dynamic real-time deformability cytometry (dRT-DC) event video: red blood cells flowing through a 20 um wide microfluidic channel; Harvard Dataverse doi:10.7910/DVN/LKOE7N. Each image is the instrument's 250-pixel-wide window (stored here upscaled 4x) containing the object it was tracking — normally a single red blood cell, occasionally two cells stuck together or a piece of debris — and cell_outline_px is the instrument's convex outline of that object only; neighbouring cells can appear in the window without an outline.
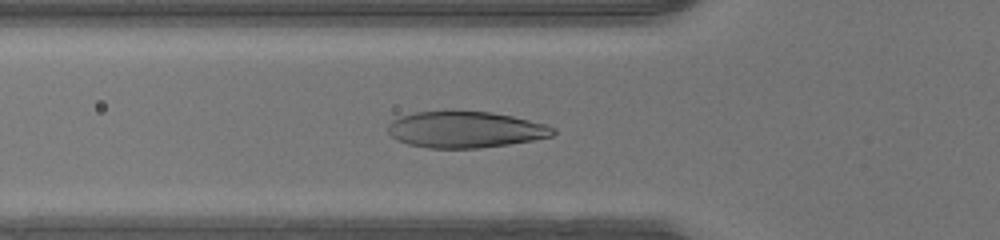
{"species": "human", "species_latin": "Homo sapiens", "temperature_condition": "warm", "stored_images_in_passage": 47, "camera_frame_rate_fps": 3000, "um_per_image_px": 0.085, "donor": {"sex": "male"}, "frame": {"image": 1, "passage_image": 16, "time_ms": 5.0, "image_size_px": [1000, 240], "cell_outline_px": [[556, 132], [552, 136], [532, 140], [508, 144], [480, 148], [428, 148], [408, 144], [396, 140], [388, 132], [388, 124], [392, 120], [400, 116], [416, 112], [488, 112], [512, 116], [544, 124], [556, 128]], "centroid_in_image_um": [39.54, 11.03], "position_along_channel_um": 86.3, "area_um2": 34.62}}
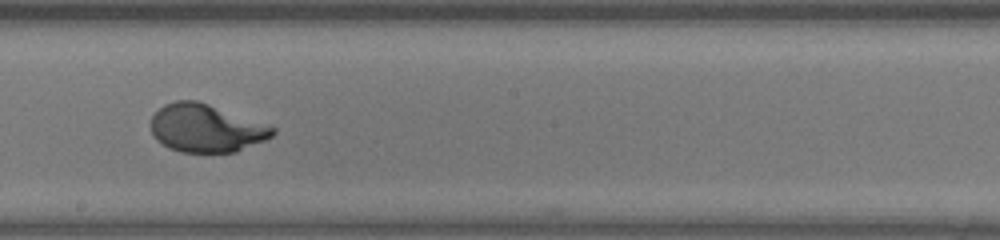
{"frame": {"image": 2, "passage_image": 26, "time_ms": 8.333, "image_size_px": [1000, 240], "cell_outline_px": [[276, 132], [272, 136], [264, 140], [236, 152], [180, 152], [168, 148], [156, 140], [152, 132], [152, 116], [164, 104], [176, 100], [196, 100], [208, 104], [276, 128]], "centroid_in_image_um": [17.48, 10.91], "position_along_channel_um": 230.7, "area_um2": 33.64}}
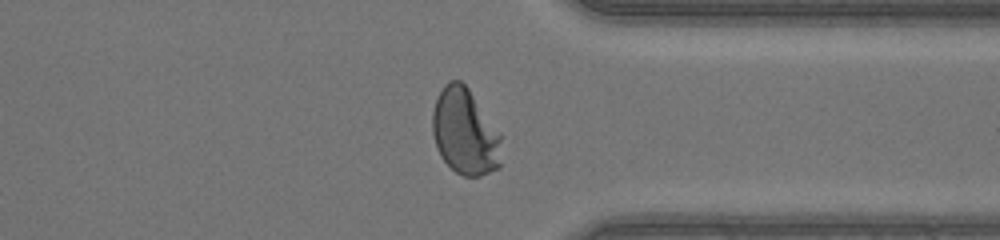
{"frame": {"image": 3, "passage_image": 36, "time_ms": 11.667, "image_size_px": [1000, 240], "cell_outline_px": [[500, 168], [480, 176], [464, 176], [456, 172], [440, 156], [436, 148], [432, 132], [432, 112], [436, 100], [444, 84], [452, 80], [460, 80], [468, 88], [500, 132]], "centroid_in_image_um": [39.51, 11.21], "position_along_channel_um": 371.9, "area_um2": 34.62}}